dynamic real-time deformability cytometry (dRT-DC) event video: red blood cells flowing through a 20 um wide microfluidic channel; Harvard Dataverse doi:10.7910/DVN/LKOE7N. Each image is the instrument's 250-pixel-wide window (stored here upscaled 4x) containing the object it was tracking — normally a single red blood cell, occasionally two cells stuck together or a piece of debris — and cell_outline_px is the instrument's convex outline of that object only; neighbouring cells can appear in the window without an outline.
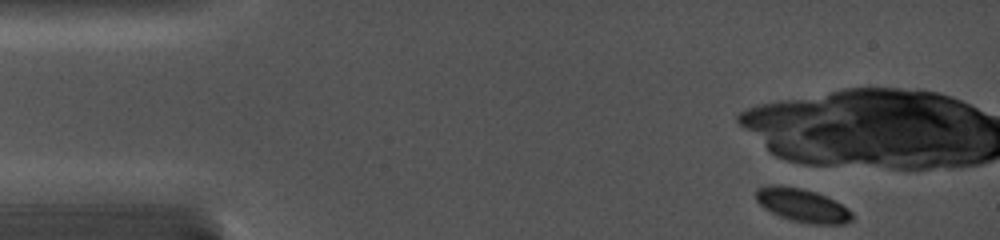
{"species": "common noctule bat (a hibernating species)", "species_latin": "Nyctalus noctula", "temperature_condition": "cold", "stored_images_in_passage": 4, "camera_frame_rate_fps": 5000, "um_per_image_px": 0.085, "animal": {"sex": "female", "body_mass_g": 19.0, "forearm_length_mm": 56.7}, "frame": {"image": 1, "passage_image": 1, "time_ms": 0.0, "image_size_px": [1000, 240], "cell_outline_px": [[852, 220], [844, 224], [812, 224], [792, 220], [780, 216], [764, 208], [756, 200], [756, 188], [768, 184], [780, 184], [800, 188], [816, 192], [848, 208], [852, 212]], "centroid_in_image_um": [68.17, 17.43], "position_along_channel_um": 16.8, "area_um2": 18.67}}